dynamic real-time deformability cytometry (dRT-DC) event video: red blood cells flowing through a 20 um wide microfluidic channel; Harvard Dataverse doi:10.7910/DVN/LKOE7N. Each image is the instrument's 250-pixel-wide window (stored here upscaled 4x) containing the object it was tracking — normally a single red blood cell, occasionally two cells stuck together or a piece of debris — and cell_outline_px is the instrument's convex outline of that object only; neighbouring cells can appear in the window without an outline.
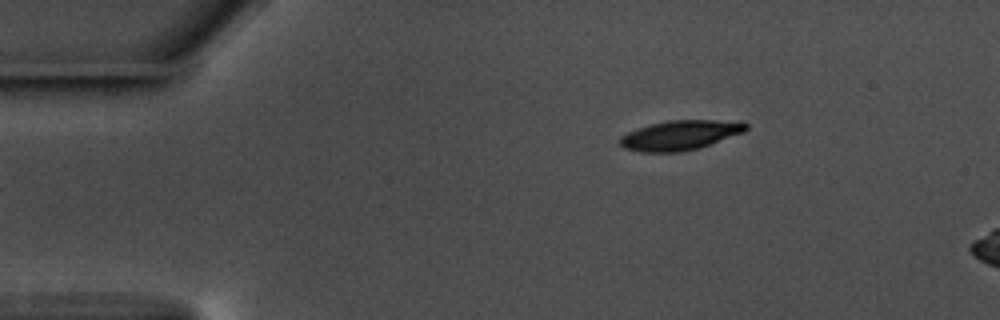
{"species": "common noctule bat (a hibernating species)", "species_latin": "Nyctalus noctula", "temperature_condition": "warm", "stored_images_in_passage": 50, "camera_frame_rate_fps": 3000, "um_per_image_px": 0.085, "animal": {"sex": "male", "body_mass_g": 17.5, "forearm_length_mm": 52.3}, "frame": {"image": 1, "passage_image": 1, "time_ms": 0.0, "image_size_px": [1000, 320], "cell_outline_px": [[748, 128], [744, 132], [700, 148], [680, 152], [640, 152], [624, 148], [620, 144], [620, 136], [636, 128], [668, 120], [744, 120], [748, 124]], "centroid_in_image_um": [57.86, 11.48], "position_along_channel_um": 27.1, "area_um2": 22.08}}
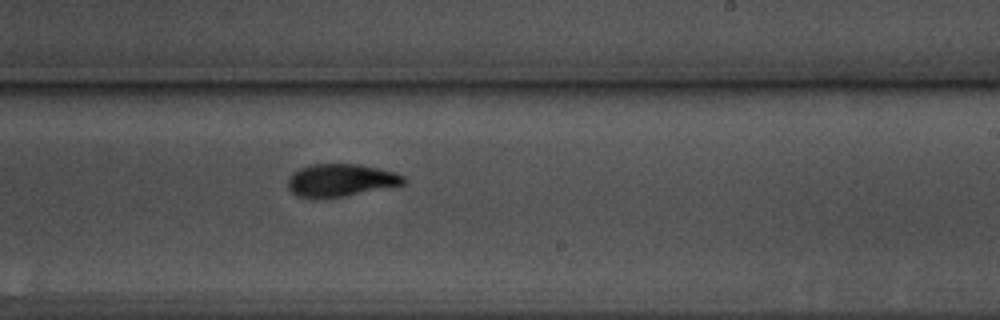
{"frame": {"image": 2, "passage_image": 26, "time_ms": 8.333, "image_size_px": [1000, 320], "cell_outline_px": [[408, 180], [404, 184], [344, 196], [296, 196], [288, 188], [288, 176], [292, 172], [300, 168], [312, 164], [360, 164], [380, 168], [396, 172], [404, 176]], "centroid_in_image_um": [28.99, 15.28], "position_along_channel_um": 260.0, "area_um2": 21.73}}
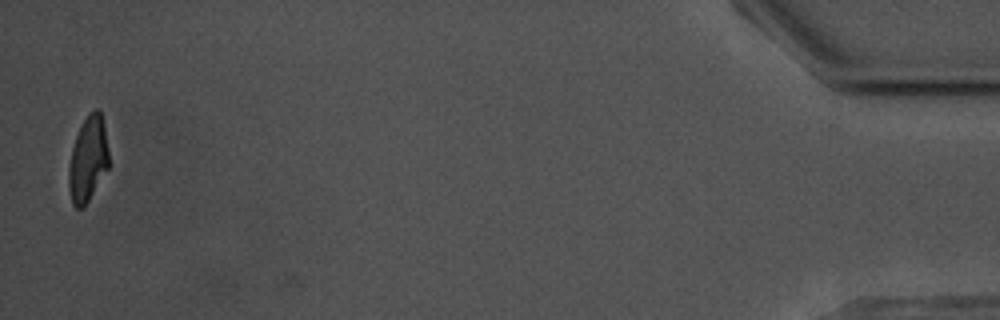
{"frame": {"image": 3, "passage_image": 48, "time_ms": 15.667, "image_size_px": [1000, 320], "cell_outline_px": [[108, 168], [88, 200], [80, 208], [76, 208], [72, 204], [68, 188], [68, 168], [72, 148], [76, 136], [84, 120], [96, 108], [100, 112], [104, 128], [108, 148]], "centroid_in_image_um": [7.45, 13.56], "position_along_channel_um": 427.7, "area_um2": 19.42}}